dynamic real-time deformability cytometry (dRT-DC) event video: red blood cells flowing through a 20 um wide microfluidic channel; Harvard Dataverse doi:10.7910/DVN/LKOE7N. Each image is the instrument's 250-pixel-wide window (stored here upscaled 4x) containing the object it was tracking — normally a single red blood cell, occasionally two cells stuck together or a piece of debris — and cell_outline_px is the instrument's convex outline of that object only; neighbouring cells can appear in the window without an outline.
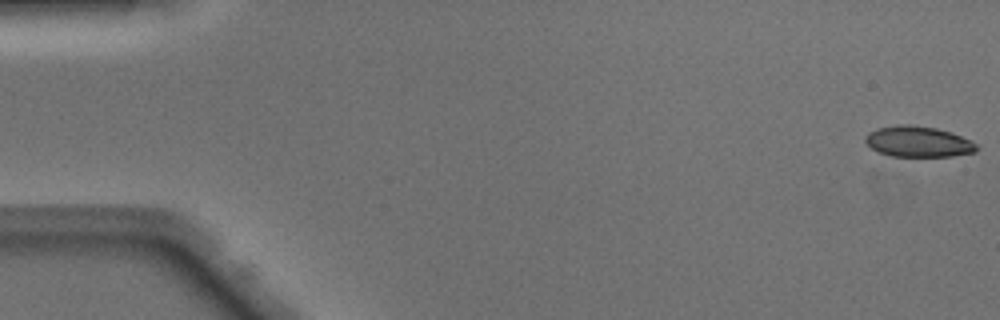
{"species": "Egyptian fruit bat (a non-hibernating species)", "species_latin": "Rousettus aegyptiacus", "temperature_condition": "warm", "stored_images_in_passage": 50, "camera_frame_rate_fps": 3000, "um_per_image_px": 0.085, "animal": {"sex": "male"}, "frame": {"image": 1, "passage_image": 1, "time_ms": 0.0, "image_size_px": [1000, 320], "cell_outline_px": [[980, 148], [976, 152], [952, 156], [892, 156], [880, 152], [872, 148], [864, 140], [864, 136], [868, 132], [876, 128], [896, 124], [908, 124], [936, 128], [952, 132], [972, 140]], "centroid_in_image_um": [78.07, 12.02], "position_along_channel_um": 6.9, "area_um2": 20.17}}
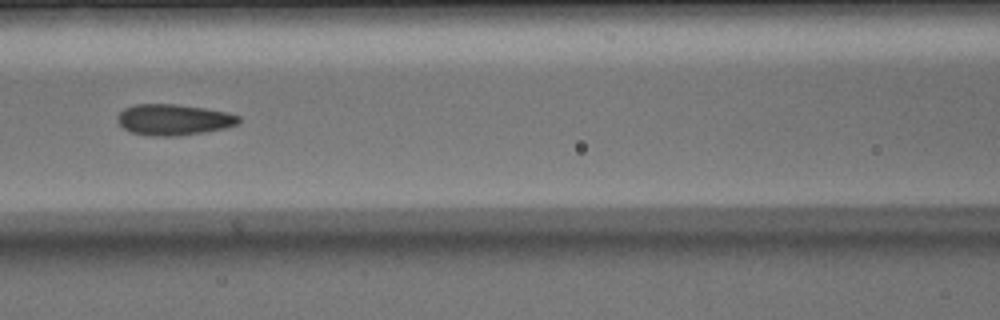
{"frame": {"image": 2, "passage_image": 22, "time_ms": 7.0, "image_size_px": [1000, 320], "cell_outline_px": [[240, 120], [236, 124], [224, 128], [204, 132], [180, 136], [152, 136], [132, 132], [124, 128], [116, 120], [116, 116], [124, 108], [136, 104], [176, 104], [204, 108], [228, 112], [240, 116]], "centroid_in_image_um": [14.74, 10.17], "position_along_channel_um": 151.9, "area_um2": 21.91}}
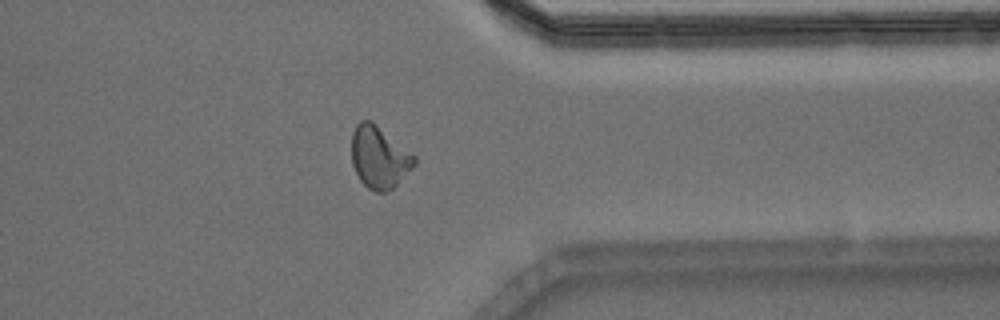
{"frame": {"image": 3, "passage_image": 39, "time_ms": 12.667, "image_size_px": [1000, 320], "cell_outline_px": [[416, 164], [388, 192], [376, 192], [368, 188], [360, 180], [352, 164], [352, 132], [356, 124], [360, 120], [372, 120], [416, 156]], "centroid_in_image_um": [32.23, 13.35], "position_along_channel_um": 379.2, "area_um2": 22.72}}